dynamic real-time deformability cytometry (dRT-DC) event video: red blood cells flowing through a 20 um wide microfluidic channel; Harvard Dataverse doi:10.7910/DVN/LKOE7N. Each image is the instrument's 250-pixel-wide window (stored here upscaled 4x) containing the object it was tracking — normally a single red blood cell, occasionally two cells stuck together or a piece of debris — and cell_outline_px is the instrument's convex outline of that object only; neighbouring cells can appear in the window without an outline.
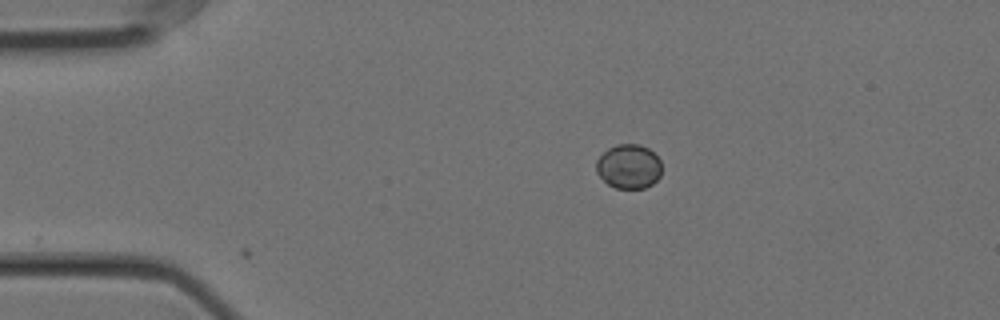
{"species": "Egyptian fruit bat (a non-hibernating species)", "species_latin": "Rousettus aegyptiacus", "temperature_condition": "cold", "stored_images_in_passage": 2, "camera_frame_rate_fps": 3000, "um_per_image_px": 0.085, "animal": {"sex": "female"}, "frame": {"image": 1, "passage_image": 1, "time_ms": 0.0, "image_size_px": [1000, 320], "cell_outline_px": [[660, 176], [652, 184], [644, 188], [616, 188], [608, 184], [596, 172], [596, 160], [608, 148], [616, 144], [640, 144], [648, 148], [660, 160]], "centroid_in_image_um": [53.43, 14.14], "position_along_channel_um": 31.6, "area_um2": 16.82}}